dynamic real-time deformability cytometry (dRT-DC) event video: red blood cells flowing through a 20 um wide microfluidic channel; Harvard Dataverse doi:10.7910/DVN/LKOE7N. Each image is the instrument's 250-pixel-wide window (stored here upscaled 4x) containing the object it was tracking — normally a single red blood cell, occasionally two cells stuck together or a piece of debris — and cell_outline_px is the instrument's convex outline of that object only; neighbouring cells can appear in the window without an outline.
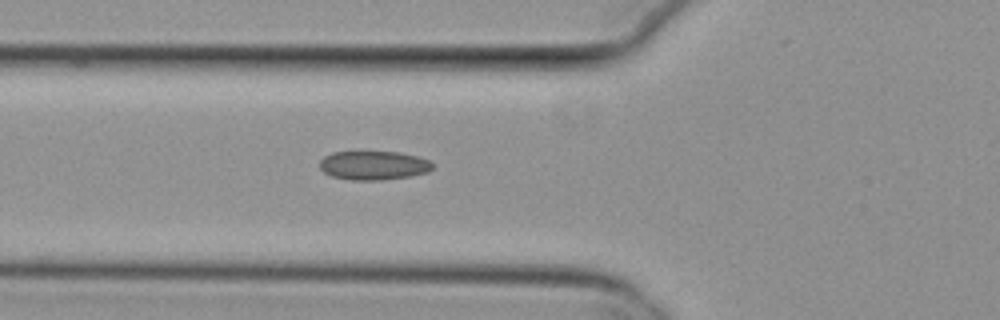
{"species": "common noctule bat (a hibernating species)", "species_latin": "Nyctalus noctula", "temperature_condition": "cold", "stored_images_in_passage": 5, "camera_frame_rate_fps": 3000, "um_per_image_px": 0.085, "animal": {"sex": "female", "body_mass_g": 29.2, "forearm_length_mm": 56.3}, "frame": {"image": 1, "passage_image": 5, "time_ms": 1.333, "image_size_px": [1000, 320], "cell_outline_px": [[432, 168], [428, 172], [412, 176], [380, 180], [352, 180], [332, 176], [324, 172], [320, 168], [320, 160], [324, 156], [332, 152], [360, 148], [400, 152], [416, 156], [428, 160], [432, 164]], "centroid_in_image_um": [31.7, 14.0], "position_along_channel_um": 94.1, "area_um2": 19.94}}